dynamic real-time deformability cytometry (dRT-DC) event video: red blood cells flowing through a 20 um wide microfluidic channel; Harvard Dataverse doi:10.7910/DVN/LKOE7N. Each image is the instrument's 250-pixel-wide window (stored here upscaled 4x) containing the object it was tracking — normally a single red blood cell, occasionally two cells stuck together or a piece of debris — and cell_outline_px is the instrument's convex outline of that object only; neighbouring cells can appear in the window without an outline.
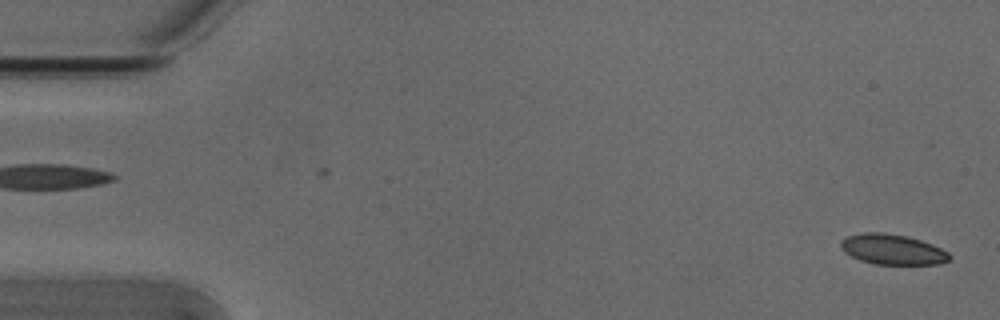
{"species": "Egyptian fruit bat (a non-hibernating species)", "species_latin": "Rousettus aegyptiacus", "temperature_condition": "cold", "stored_images_in_passage": 14, "camera_frame_rate_fps": 3000, "um_per_image_px": 0.085, "animal": {"sex": "male"}, "frame": {"image": 1, "passage_image": 1, "time_ms": 0.0, "image_size_px": [1000, 320], "cell_outline_px": [[952, 256], [948, 260], [940, 264], [872, 264], [860, 260], [844, 252], [840, 248], [840, 240], [848, 236], [864, 232], [884, 232], [908, 236], [932, 244], [948, 252]], "centroid_in_image_um": [75.84, 21.19], "position_along_channel_um": 9.2, "area_um2": 19.31}}
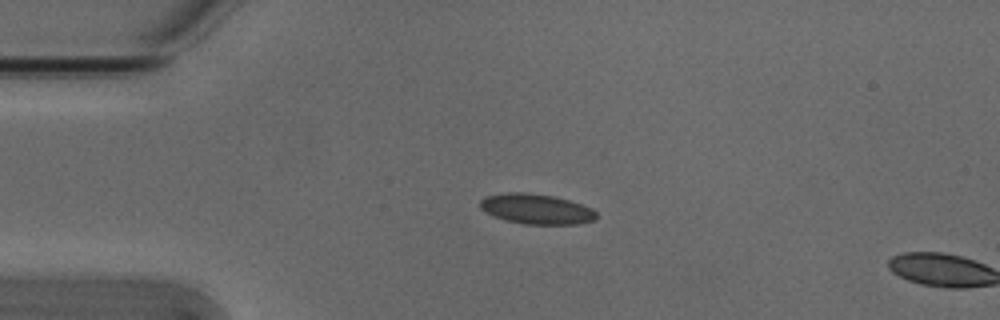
{"frame": {"image": 2, "passage_image": 12, "time_ms": 3.667, "image_size_px": [1000, 320], "cell_outline_px": [[596, 220], [576, 224], [524, 224], [508, 220], [484, 212], [480, 208], [480, 200], [484, 196], [508, 192], [528, 192], [552, 196], [568, 200], [592, 208], [596, 212]], "centroid_in_image_um": [45.58, 17.75], "position_along_channel_um": 39.4, "area_um2": 20.35}}